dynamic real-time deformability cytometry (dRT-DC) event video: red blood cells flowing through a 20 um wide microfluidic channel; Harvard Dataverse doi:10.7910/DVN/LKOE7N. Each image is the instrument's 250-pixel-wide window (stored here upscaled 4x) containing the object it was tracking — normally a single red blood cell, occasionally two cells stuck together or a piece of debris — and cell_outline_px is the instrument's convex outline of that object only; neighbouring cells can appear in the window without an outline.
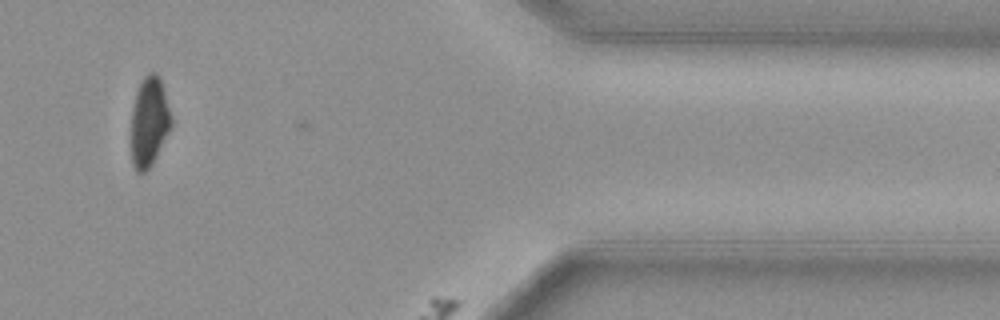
{"species": "common noctule bat (a hibernating species)", "species_latin": "Nyctalus noctula", "temperature_condition": "cold", "stored_images_in_passage": 59, "camera_frame_rate_fps": 3000, "um_per_image_px": 0.085, "animal": {"sex": "female", "body_mass_g": 29.2, "forearm_length_mm": 56.3}, "frame": {"image": 1, "passage_image": 56, "time_ms": 18.333, "image_size_px": [1000, 320], "cell_outline_px": [[172, 124], [152, 164], [144, 172], [136, 172], [132, 164], [132, 108], [136, 92], [144, 76], [148, 72], [156, 72], [160, 76], [172, 116]], "centroid_in_image_um": [12.69, 10.31], "position_along_channel_um": 398.7, "area_um2": 20.81}}